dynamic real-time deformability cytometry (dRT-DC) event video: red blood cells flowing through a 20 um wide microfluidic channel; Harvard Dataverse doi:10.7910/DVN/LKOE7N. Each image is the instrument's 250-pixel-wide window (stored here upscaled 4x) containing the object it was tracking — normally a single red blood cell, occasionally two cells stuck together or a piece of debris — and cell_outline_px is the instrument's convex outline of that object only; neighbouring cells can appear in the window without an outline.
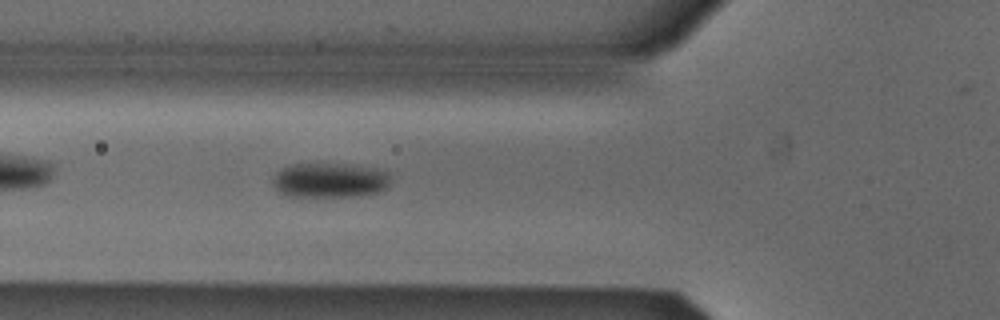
{"species": "Egyptian fruit bat (a non-hibernating species)", "species_latin": "Rousettus aegyptiacus", "temperature_condition": "cold", "stored_images_in_passage": 33, "camera_frame_rate_fps": 3000, "um_per_image_px": 0.085, "animal": {"sex": "male"}, "frame": {"image": 1, "passage_image": 5, "time_ms": 1.333, "image_size_px": [1000, 320], "cell_outline_px": [[392, 180], [388, 188], [376, 192], [360, 196], [288, 196], [280, 192], [272, 184], [272, 176], [276, 172], [292, 164], [348, 164], [376, 168], [388, 172]], "centroid_in_image_um": [28.06, 15.32], "position_along_channel_um": 97.7, "area_um2": 24.04}}
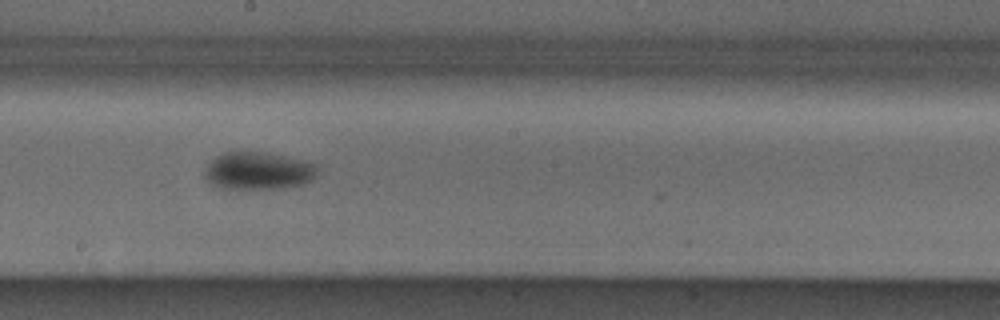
{"frame": {"image": 2, "passage_image": 15, "time_ms": 4.667, "image_size_px": [1000, 320], "cell_outline_px": [[320, 168], [316, 176], [312, 180], [304, 184], [288, 188], [216, 188], [208, 184], [204, 180], [204, 172], [208, 164], [216, 156], [224, 152], [264, 152], [300, 160], [316, 164]], "centroid_in_image_um": [21.93, 14.54], "position_along_channel_um": 226.3, "area_um2": 24.91}}
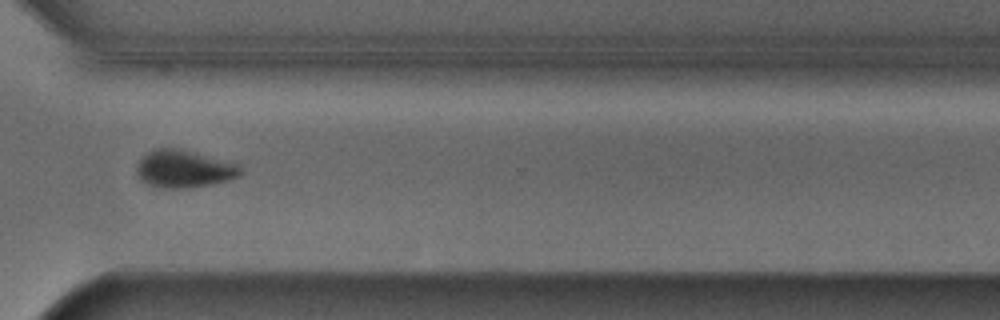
{"frame": {"image": 3, "passage_image": 25, "time_ms": 8.0, "image_size_px": [1000, 320], "cell_outline_px": [[244, 172], [240, 176], [232, 180], [192, 188], [156, 188], [144, 184], [140, 180], [136, 172], [136, 164], [140, 156], [156, 148], [180, 148], [236, 164]], "centroid_in_image_um": [15.58, 14.38], "position_along_channel_um": 355.0, "area_um2": 23.18}, "authors_computed_cell_mechanics": {"area_um2": 24.3338, "velocity_mm_per_s": 3.8602, "shape_relaxation_time_tau1_ms": 3.2757, "shape_relaxation_time_tau2_ms": null, "deformation_change_tau1": 0.0858, "deformation_change_tau2": null}}